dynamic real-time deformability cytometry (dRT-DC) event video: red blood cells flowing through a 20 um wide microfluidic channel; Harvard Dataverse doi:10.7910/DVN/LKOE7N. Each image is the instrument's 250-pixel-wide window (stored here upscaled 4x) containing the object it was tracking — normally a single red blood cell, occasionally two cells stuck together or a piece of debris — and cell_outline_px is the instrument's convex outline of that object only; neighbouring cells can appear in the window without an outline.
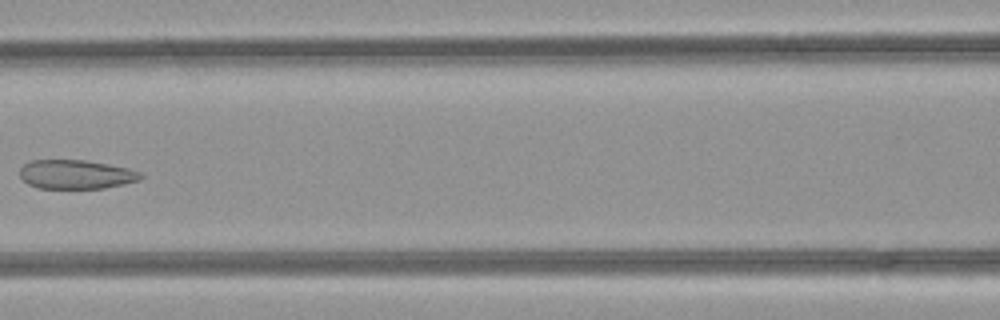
{"species": "common noctule bat (a hibernating species)", "species_latin": "Nyctalus noctula", "temperature_condition": "room temperature", "stored_images_in_passage": 5, "camera_frame_rate_fps": 3000, "um_per_image_px": 0.085, "animal": {"sex": "female", "body_mass_g": 21.9}, "frame": {"image": 1, "passage_image": 5, "time_ms": 1.333, "image_size_px": [1000, 320], "cell_outline_px": [[144, 176], [140, 180], [124, 184], [104, 188], [36, 188], [28, 184], [20, 176], [20, 168], [24, 164], [32, 160], [84, 160], [108, 164], [128, 168], [140, 172]], "centroid_in_image_um": [6.47, 14.82], "position_along_channel_um": 160.1, "area_um2": 20.46}}